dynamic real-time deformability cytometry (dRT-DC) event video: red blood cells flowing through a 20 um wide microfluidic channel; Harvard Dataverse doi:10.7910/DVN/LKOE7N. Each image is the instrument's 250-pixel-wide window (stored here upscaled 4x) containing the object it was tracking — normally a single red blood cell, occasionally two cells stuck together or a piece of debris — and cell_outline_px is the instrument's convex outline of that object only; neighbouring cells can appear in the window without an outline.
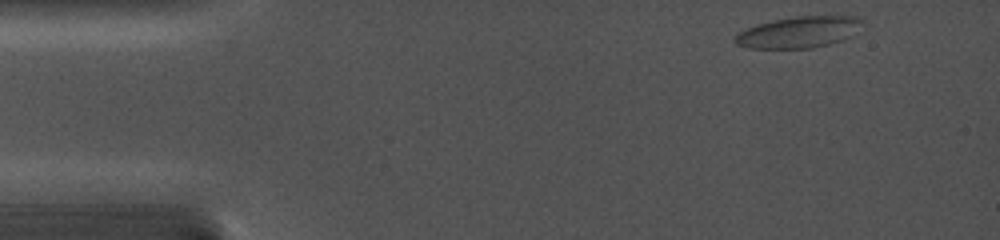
{"species": "common noctule bat (a hibernating species)", "species_latin": "Nyctalus noctula", "temperature_condition": "cold", "stored_images_in_passage": 25, "camera_frame_rate_fps": 5000, "um_per_image_px": 0.085, "animal": {"sex": "female", "body_mass_g": 19.0, "forearm_length_mm": 56.7}, "frame": {"image": 1, "passage_image": 1, "time_ms": 0.0, "image_size_px": [1000, 240], "cell_outline_px": [[864, 20], [844, 40], [812, 48], [748, 48], [736, 44], [736, 36], [740, 32], [756, 24], [772, 20], [796, 16], [856, 16]], "centroid_in_image_um": [67.87, 2.73], "position_along_channel_um": 17.1, "area_um2": 22.83}}
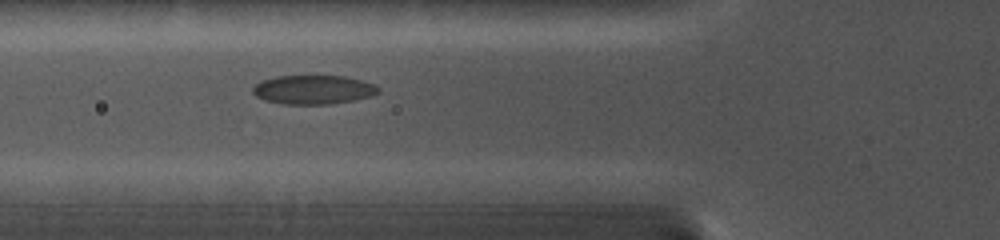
{"frame": {"image": 2, "passage_image": 14, "time_ms": 5.0, "image_size_px": [1000, 240], "cell_outline_px": [[380, 92], [372, 96], [352, 100], [328, 104], [284, 104], [264, 100], [256, 96], [252, 92], [252, 88], [260, 80], [276, 76], [344, 76], [360, 80], [372, 84], [380, 88]], "centroid_in_image_um": [26.6, 7.62], "position_along_channel_um": 99.2, "area_um2": 21.15}}
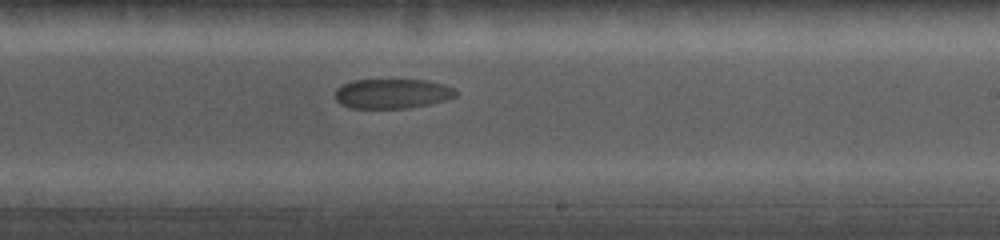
{"frame": {"image": 3, "passage_image": 25, "time_ms": 9.4, "image_size_px": [1000, 240], "cell_outline_px": [[456, 96], [444, 100], [428, 104], [408, 108], [348, 108], [340, 104], [336, 100], [336, 88], [352, 80], [428, 80], [444, 84], [452, 88], [456, 92]], "centroid_in_image_um": [33.31, 7.96], "position_along_channel_um": 255.7, "area_um2": 20.81}}